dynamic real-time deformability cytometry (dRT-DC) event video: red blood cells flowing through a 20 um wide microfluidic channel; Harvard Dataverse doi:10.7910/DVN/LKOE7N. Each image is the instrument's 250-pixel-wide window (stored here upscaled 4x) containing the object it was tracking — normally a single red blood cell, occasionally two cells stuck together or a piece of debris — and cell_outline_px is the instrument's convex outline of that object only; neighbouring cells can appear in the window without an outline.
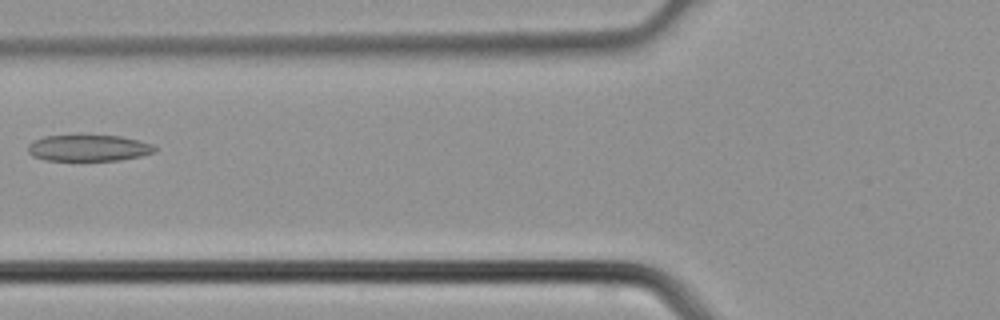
{"species": "common noctule bat (a hibernating species)", "species_latin": "Nyctalus noctula", "temperature_condition": "cold", "stored_images_in_passage": 2, "camera_frame_rate_fps": 3000, "um_per_image_px": 0.085, "animal": {"sex": "male", "body_mass_g": 21.5, "forearm_length_mm": 52.0}, "frame": {"image": 1, "passage_image": 2, "time_ms": 0.333, "image_size_px": [1000, 320], "cell_outline_px": [[160, 148], [156, 152], [140, 156], [120, 160], [44, 160], [32, 156], [28, 152], [28, 144], [32, 140], [44, 136], [120, 136], [152, 144]], "centroid_in_image_um": [7.53, 12.59], "position_along_channel_um": 118.3, "area_um2": 19.42}}